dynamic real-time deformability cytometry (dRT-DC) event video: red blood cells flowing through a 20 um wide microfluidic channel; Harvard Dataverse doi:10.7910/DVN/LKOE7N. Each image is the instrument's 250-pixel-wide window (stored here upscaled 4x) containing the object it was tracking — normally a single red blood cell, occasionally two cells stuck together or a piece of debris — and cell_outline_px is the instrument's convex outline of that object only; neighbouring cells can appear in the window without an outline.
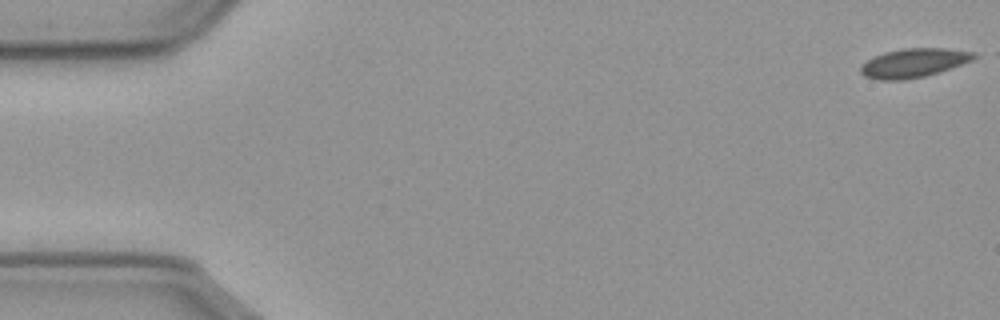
{"species": "common noctule bat (a hibernating species)", "species_latin": "Nyctalus noctula", "temperature_condition": "cold", "stored_images_in_passage": 12, "camera_frame_rate_fps": 3000, "um_per_image_px": 0.085, "animal": {"sex": "male", "body_mass_g": 23.1, "forearm_length_mm": 52.7}, "frame": {"image": 1, "passage_image": 1, "time_ms": 0.0, "image_size_px": [1000, 320], "cell_outline_px": [[980, 56], [972, 60], [952, 68], [924, 76], [904, 80], [876, 80], [864, 76], [860, 72], [860, 64], [884, 52], [904, 48], [944, 48], [976, 52]], "centroid_in_image_um": [77.68, 5.35], "position_along_channel_um": 7.3, "area_um2": 19.25}}